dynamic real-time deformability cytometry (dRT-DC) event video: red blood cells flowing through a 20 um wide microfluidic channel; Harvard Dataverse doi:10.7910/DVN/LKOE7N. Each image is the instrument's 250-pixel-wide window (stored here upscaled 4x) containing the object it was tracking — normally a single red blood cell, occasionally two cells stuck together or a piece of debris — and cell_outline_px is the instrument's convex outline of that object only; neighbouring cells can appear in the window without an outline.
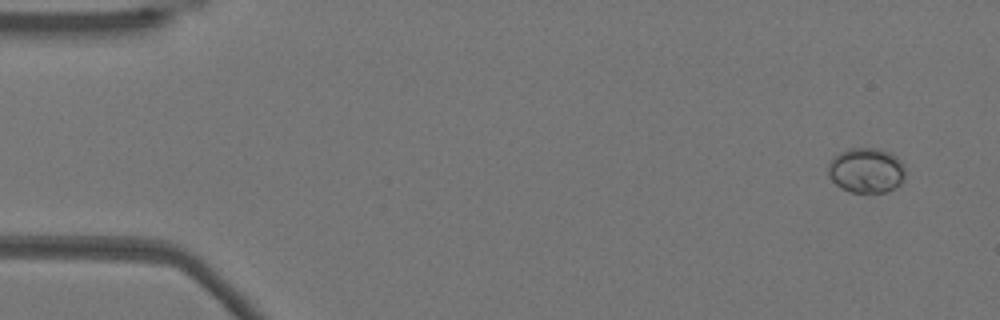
{"species": "Egyptian fruit bat (a non-hibernating species)", "species_latin": "Rousettus aegyptiacus", "temperature_condition": "warm", "stored_images_in_passage": 51, "camera_frame_rate_fps": 3000, "um_per_image_px": 0.085, "animal": {"sex": "female"}, "frame": {"image": 1, "passage_image": 1, "time_ms": 0.0, "image_size_px": [1000, 320], "cell_outline_px": [[904, 180], [896, 188], [888, 192], [848, 192], [840, 188], [828, 176], [828, 164], [832, 156], [848, 148], [880, 148], [896, 156], [904, 164]], "centroid_in_image_um": [73.62, 14.48], "position_along_channel_um": 11.4, "area_um2": 20.63}}
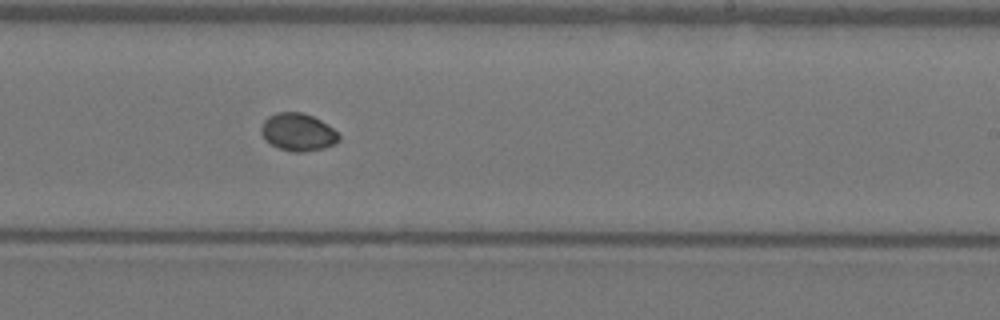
{"frame": {"image": 2, "passage_image": 30, "time_ms": 9.667, "image_size_px": [1000, 320], "cell_outline_px": [[340, 140], [336, 144], [324, 148], [304, 152], [292, 152], [280, 148], [264, 140], [260, 132], [260, 128], [264, 120], [268, 116], [276, 112], [304, 112], [320, 120], [332, 128], [340, 136]], "centroid_in_image_um": [25.31, 11.23], "position_along_channel_um": 263.7, "area_um2": 17.17}}
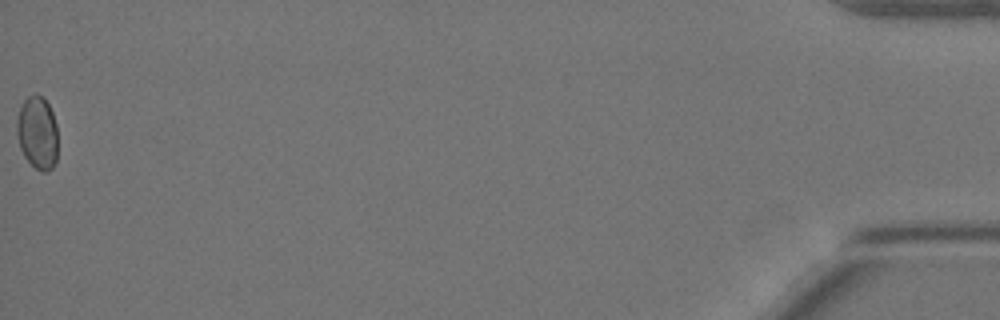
{"frame": {"image": 3, "passage_image": 51, "time_ms": 16.667, "image_size_px": [1000, 320], "cell_outline_px": [[56, 160], [52, 168], [44, 172], [40, 172], [24, 156], [20, 148], [16, 132], [16, 120], [20, 108], [24, 100], [28, 96], [36, 92], [44, 96], [52, 112], [56, 124]], "centroid_in_image_um": [3.16, 11.24], "position_along_channel_um": 432.0, "area_um2": 17.51}}